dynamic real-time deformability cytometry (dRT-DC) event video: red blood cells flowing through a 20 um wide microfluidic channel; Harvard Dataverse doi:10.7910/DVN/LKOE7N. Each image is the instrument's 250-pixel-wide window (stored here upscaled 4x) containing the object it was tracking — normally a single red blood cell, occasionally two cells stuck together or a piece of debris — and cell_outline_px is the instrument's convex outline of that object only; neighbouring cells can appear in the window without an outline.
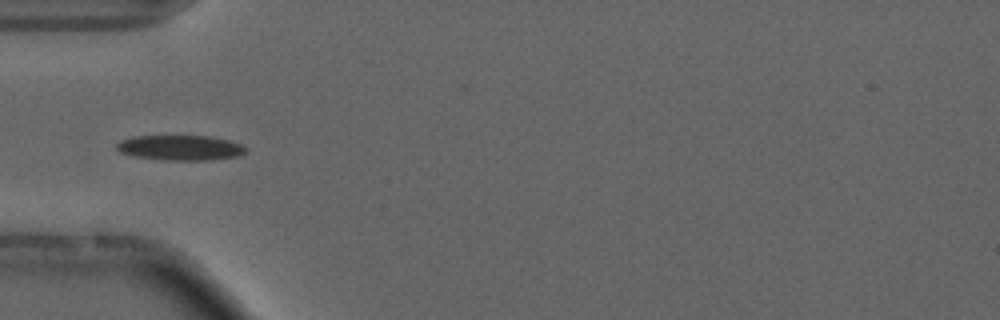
{"species": "common noctule bat (a hibernating species)", "species_latin": "Nyctalus noctula", "temperature_condition": "cold", "stored_images_in_passage": 8, "camera_frame_rate_fps": 3000, "um_per_image_px": 0.085, "animal": {"sex": "male", "forearm_length_mm": 52.5}, "frame": {"image": 1, "passage_image": 5, "time_ms": 4.667, "image_size_px": [1000, 320], "cell_outline_px": [[248, 148], [240, 156], [212, 160], [164, 160], [132, 156], [120, 152], [116, 148], [116, 144], [120, 140], [132, 136], [208, 136], [228, 140], [240, 144]], "centroid_in_image_um": [15.31, 12.56], "position_along_channel_um": 69.7, "area_um2": 19.02}}